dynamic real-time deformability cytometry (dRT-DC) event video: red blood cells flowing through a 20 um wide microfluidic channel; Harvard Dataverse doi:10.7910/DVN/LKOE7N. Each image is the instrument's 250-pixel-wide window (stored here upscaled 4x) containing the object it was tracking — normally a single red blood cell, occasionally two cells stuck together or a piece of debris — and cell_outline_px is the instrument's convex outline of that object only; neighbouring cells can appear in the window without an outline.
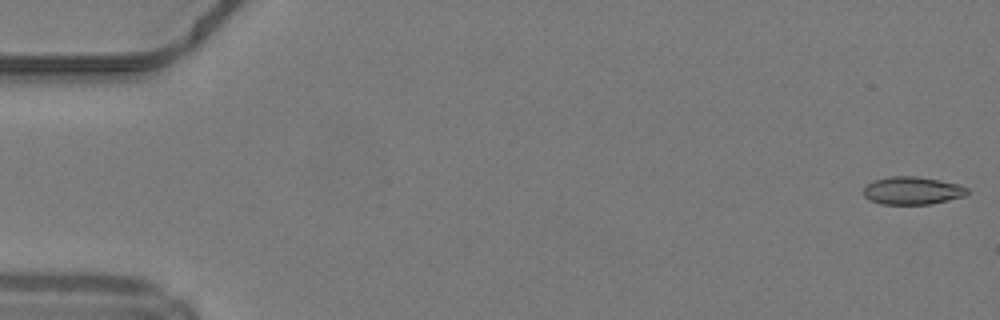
{"species": "common noctule bat (a hibernating species)", "species_latin": "Nyctalus noctula", "temperature_condition": "warm", "stored_images_in_passage": 39, "camera_frame_rate_fps": 3000, "um_per_image_px": 0.085, "animal": {"sex": "male", "body_mass_g": 19.2, "forearm_length_mm": 51.8}, "frame": {"image": 1, "passage_image": 1, "time_ms": 0.0, "image_size_px": [1000, 320], "cell_outline_px": [[968, 192], [964, 196], [948, 200], [928, 204], [880, 204], [868, 200], [864, 196], [864, 188], [872, 180], [888, 176], [916, 176], [940, 180], [956, 184], [968, 188]], "centroid_in_image_um": [77.5, 16.2], "position_along_channel_um": 7.5, "area_um2": 16.82}}
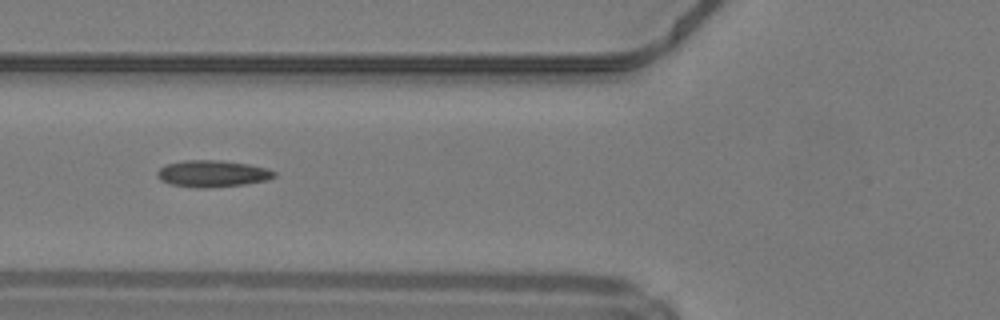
{"frame": {"image": 2, "passage_image": 19, "time_ms": 6.0, "image_size_px": [1000, 320], "cell_outline_px": [[276, 176], [264, 180], [244, 184], [204, 188], [196, 188], [172, 184], [160, 180], [156, 176], [156, 172], [164, 164], [184, 160], [220, 160], [248, 164], [264, 168], [276, 172]], "centroid_in_image_um": [17.99, 14.75], "position_along_channel_um": 107.8, "area_um2": 18.09}}
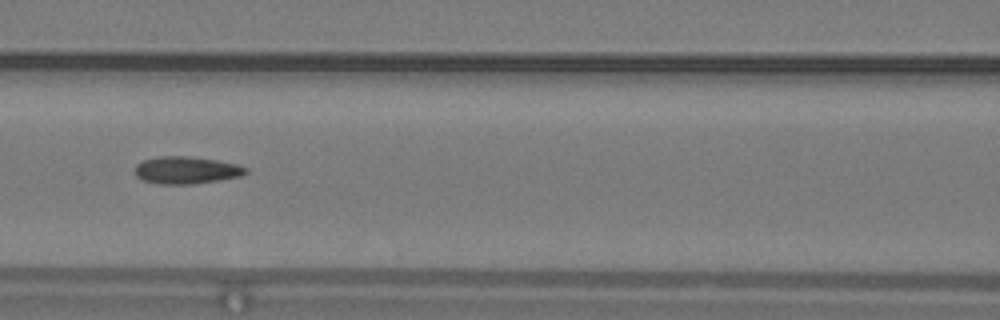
{"frame": {"image": 3, "passage_image": 22, "time_ms": 7.0, "image_size_px": [1000, 320], "cell_outline_px": [[248, 172], [240, 176], [220, 180], [192, 184], [160, 184], [144, 180], [136, 176], [136, 164], [144, 160], [160, 156], [188, 156], [216, 160], [236, 164], [248, 168]], "centroid_in_image_um": [15.86, 14.46], "position_along_channel_um": 150.7, "area_um2": 17.51}, "authors_computed_cell_mechanics": {"area_um2": 17.2244, "velocity_mm_per_s": 4.2515, "shape_relaxation_time_tau1_ms": 6.1531, "shape_relaxation_time_tau2_ms": 3.7585, "deformation_change_tau1": 0.1703, "deformation_change_tau2": 0.1359}}